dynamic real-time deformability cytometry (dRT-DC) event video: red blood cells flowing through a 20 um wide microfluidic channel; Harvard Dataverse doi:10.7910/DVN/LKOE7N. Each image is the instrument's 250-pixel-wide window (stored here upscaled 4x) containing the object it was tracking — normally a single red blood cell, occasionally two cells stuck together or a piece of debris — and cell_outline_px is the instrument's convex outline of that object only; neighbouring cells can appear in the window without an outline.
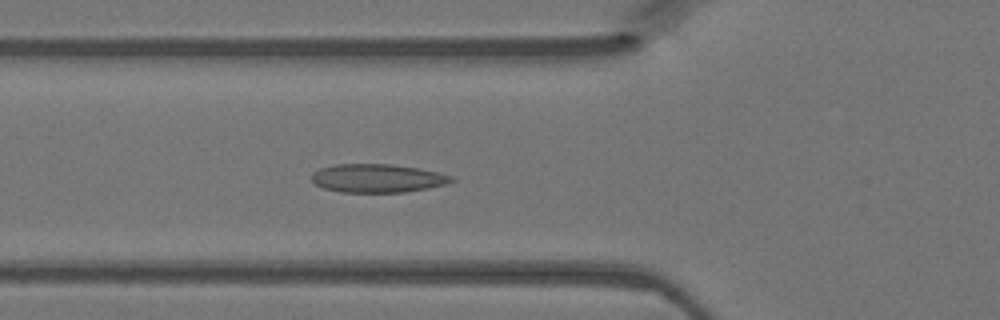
{"species": "Egyptian fruit bat (a non-hibernating species)", "species_latin": "Rousettus aegyptiacus", "temperature_condition": "warm", "stored_images_in_passage": 44, "camera_frame_rate_fps": 3000, "um_per_image_px": 0.085, "animal": {"sex": "female"}, "frame": {"image": 1, "passage_image": 14, "time_ms": 4.333, "image_size_px": [1000, 320], "cell_outline_px": [[456, 180], [444, 184], [428, 188], [404, 192], [340, 192], [324, 188], [316, 184], [312, 180], [312, 172], [320, 168], [336, 164], [392, 164], [420, 168], [452, 176]], "centroid_in_image_um": [32.07, 15.14], "position_along_channel_um": 93.7, "area_um2": 23.12}}
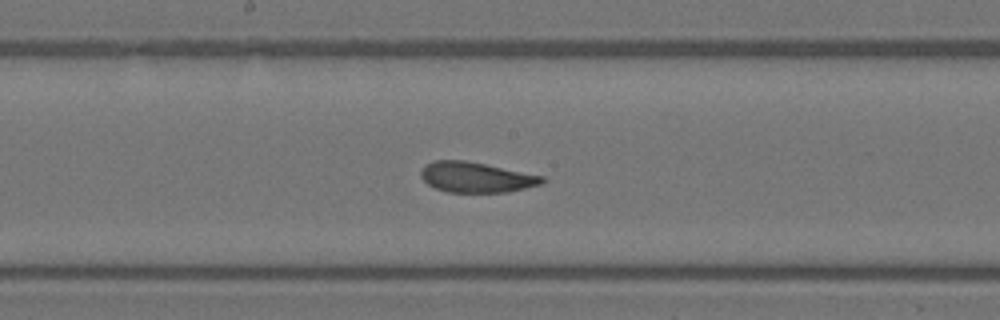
{"frame": {"image": 2, "passage_image": 22, "time_ms": 7.0, "image_size_px": [1000, 320], "cell_outline_px": [[544, 180], [540, 184], [508, 192], [448, 192], [436, 188], [428, 184], [420, 176], [420, 172], [424, 164], [432, 160], [464, 160], [544, 176]], "centroid_in_image_um": [40.42, 15.06], "position_along_channel_um": 207.8, "area_um2": 21.27}}
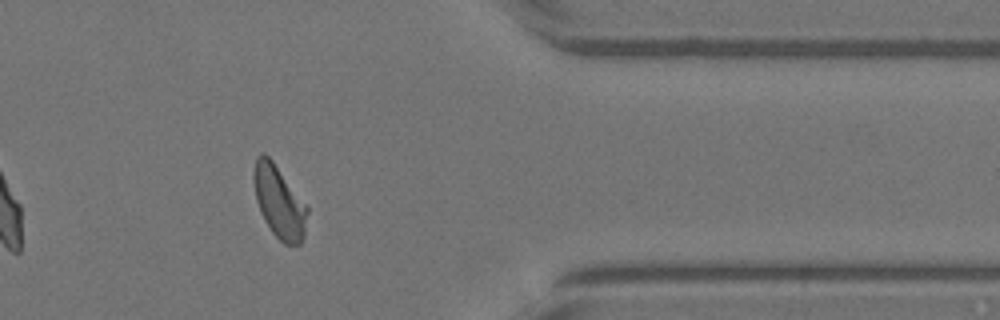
{"frame": {"image": 3, "passage_image": 36, "time_ms": 11.667, "image_size_px": [1000, 320], "cell_outline_px": [[308, 212], [304, 236], [300, 244], [284, 244], [272, 232], [264, 220], [260, 212], [256, 200], [252, 176], [256, 156], [260, 152], [264, 152], [272, 160], [308, 204]], "centroid_in_image_um": [23.73, 17.13], "position_along_channel_um": 387.7, "area_um2": 22.95}}